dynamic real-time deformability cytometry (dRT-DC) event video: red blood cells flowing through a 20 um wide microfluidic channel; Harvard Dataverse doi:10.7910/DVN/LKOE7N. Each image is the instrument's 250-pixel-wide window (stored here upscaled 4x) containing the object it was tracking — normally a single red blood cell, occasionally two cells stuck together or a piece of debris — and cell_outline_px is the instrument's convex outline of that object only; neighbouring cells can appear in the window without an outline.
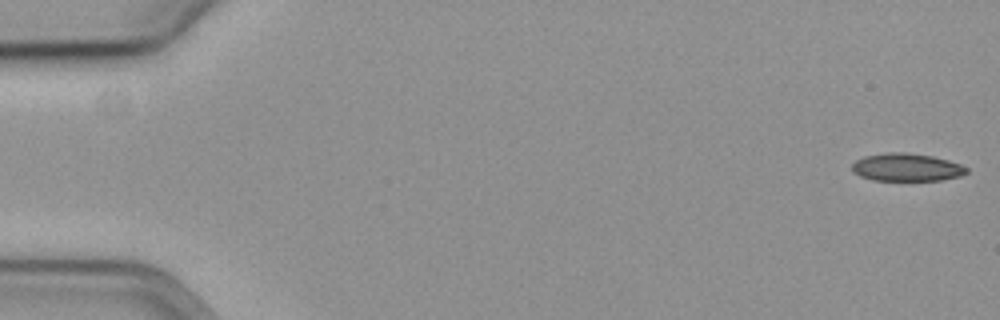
{"species": "common noctule bat (a hibernating species)", "species_latin": "Nyctalus noctula", "temperature_condition": "cold", "stored_images_in_passage": 15, "camera_frame_rate_fps": 3000, "um_per_image_px": 0.085, "animal": {"sex": "female", "body_mass_g": 19.3, "forearm_length_mm": 54.1}, "frame": {"image": 1, "passage_image": 1, "time_ms": 0.0, "image_size_px": [1000, 320], "cell_outline_px": [[968, 172], [960, 176], [940, 180], [872, 180], [860, 176], [852, 172], [852, 164], [856, 160], [864, 156], [888, 152], [904, 152], [932, 156], [948, 160], [960, 164], [968, 168]], "centroid_in_image_um": [77.05, 14.22], "position_along_channel_um": 8.0, "area_um2": 18.55}}
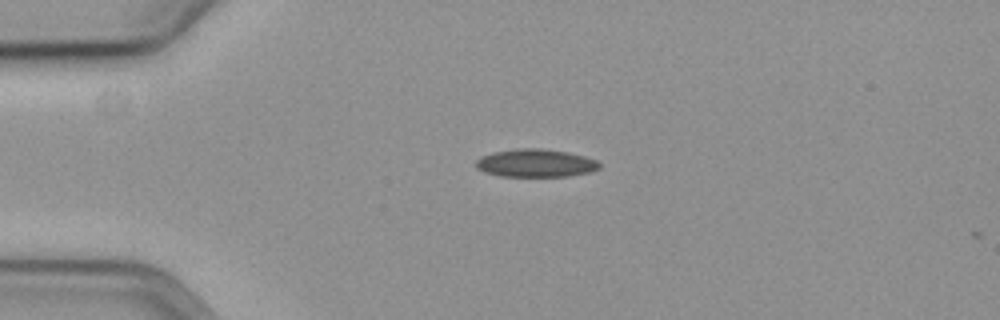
{"frame": {"image": 2, "passage_image": 14, "time_ms": 4.333, "image_size_px": [1000, 320], "cell_outline_px": [[600, 168], [588, 172], [568, 176], [500, 176], [484, 172], [476, 168], [476, 160], [480, 156], [492, 152], [516, 148], [540, 148], [568, 152], [584, 156], [596, 160], [600, 164]], "centroid_in_image_um": [45.49, 13.85], "position_along_channel_um": 39.5, "area_um2": 20.17}}